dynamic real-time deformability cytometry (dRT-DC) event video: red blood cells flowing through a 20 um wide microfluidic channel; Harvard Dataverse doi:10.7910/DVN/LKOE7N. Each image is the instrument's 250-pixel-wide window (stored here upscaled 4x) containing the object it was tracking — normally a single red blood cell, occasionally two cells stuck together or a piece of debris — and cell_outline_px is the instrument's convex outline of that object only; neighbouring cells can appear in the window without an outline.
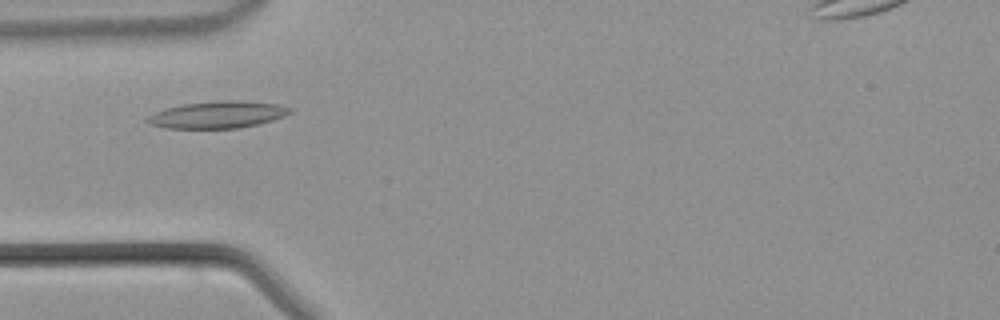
{"species": "common noctule bat (a hibernating species)", "species_latin": "Nyctalus noctula", "temperature_condition": "warm", "stored_images_in_passage": 36, "camera_frame_rate_fps": 3000, "um_per_image_px": 0.085, "animal": {"sex": "male", "body_mass_g": 21.5, "forearm_length_mm": 52.0}, "frame": {"image": 1, "passage_image": 6, "time_ms": 1.667, "image_size_px": [1000, 320], "cell_outline_px": [[292, 112], [284, 116], [272, 120], [256, 124], [236, 128], [168, 128], [148, 124], [144, 120], [148, 116], [156, 112], [168, 108], [184, 104], [220, 100], [240, 100], [280, 104], [292, 108]], "centroid_in_image_um": [18.52, 9.74], "position_along_channel_um": 66.5, "area_um2": 22.31}}
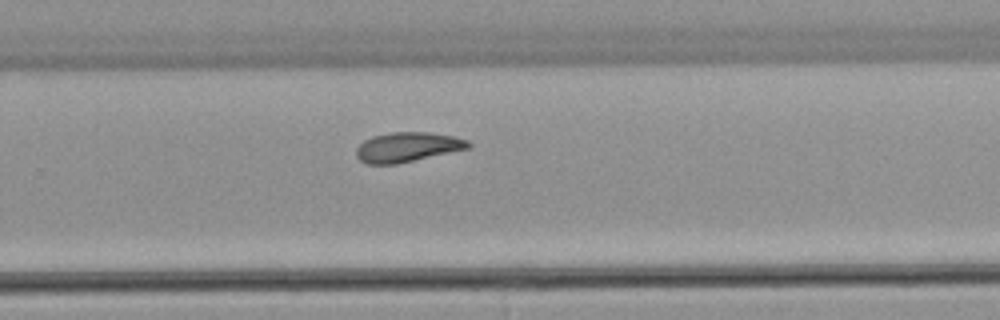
{"frame": {"image": 2, "passage_image": 21, "time_ms": 6.667, "image_size_px": [1000, 320], "cell_outline_px": [[472, 144], [468, 148], [396, 164], [368, 164], [360, 160], [356, 156], [356, 148], [364, 140], [372, 136], [388, 132], [428, 132], [452, 136], [468, 140]], "centroid_in_image_um": [34.59, 12.49], "position_along_channel_um": 295.2, "area_um2": 19.25}}
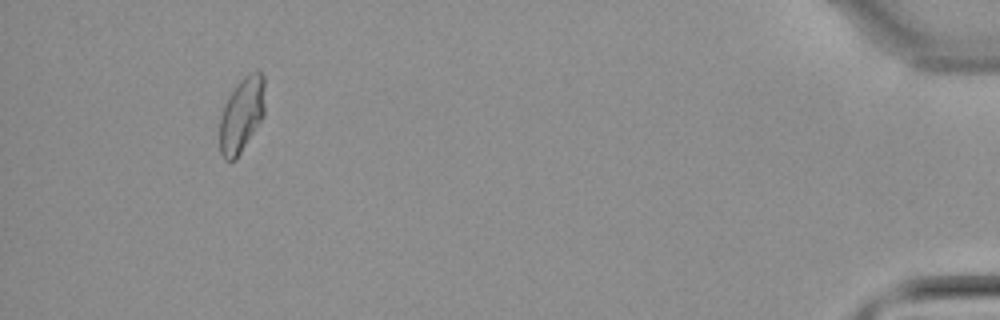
{"frame": {"image": 3, "passage_image": 34, "time_ms": 11.0, "image_size_px": [1000, 320], "cell_outline_px": [[264, 116], [236, 160], [224, 160], [220, 152], [220, 116], [224, 104], [228, 96], [236, 84], [244, 76], [256, 68], [264, 76]], "centroid_in_image_um": [20.54, 9.73], "position_along_channel_um": 414.7, "area_um2": 20.0}}